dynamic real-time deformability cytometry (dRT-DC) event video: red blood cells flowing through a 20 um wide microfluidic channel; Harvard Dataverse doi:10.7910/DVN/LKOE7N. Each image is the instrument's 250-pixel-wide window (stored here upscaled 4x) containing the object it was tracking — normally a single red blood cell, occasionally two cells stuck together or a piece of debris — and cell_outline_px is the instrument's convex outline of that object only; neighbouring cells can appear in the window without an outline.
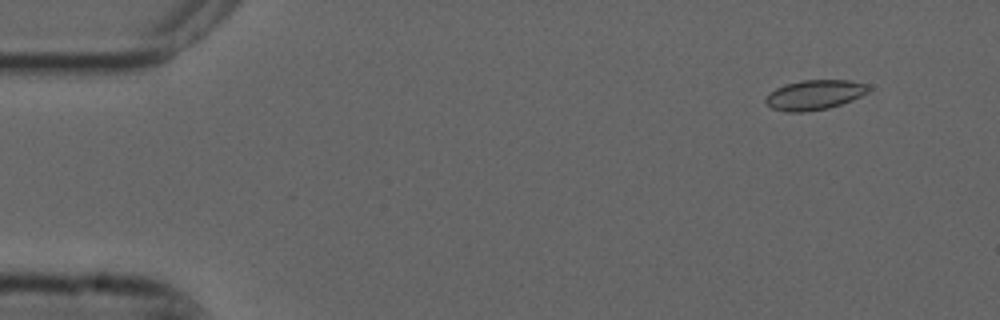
{"species": "common noctule bat (a hibernating species)", "species_latin": "Nyctalus noctula", "temperature_condition": "cold", "stored_images_in_passage": 4, "camera_frame_rate_fps": 3000, "um_per_image_px": 0.085, "animal": {"sex": "male", "forearm_length_mm": 52.5}, "frame": {"image": 1, "passage_image": 2, "time_ms": 0.333, "image_size_px": [1000, 320], "cell_outline_px": [[868, 92], [852, 100], [828, 108], [804, 112], [784, 112], [772, 108], [764, 100], [768, 92], [784, 84], [800, 80], [848, 80], [868, 84]], "centroid_in_image_um": [69.19, 8.06], "position_along_channel_um": 15.8, "area_um2": 17.92}}